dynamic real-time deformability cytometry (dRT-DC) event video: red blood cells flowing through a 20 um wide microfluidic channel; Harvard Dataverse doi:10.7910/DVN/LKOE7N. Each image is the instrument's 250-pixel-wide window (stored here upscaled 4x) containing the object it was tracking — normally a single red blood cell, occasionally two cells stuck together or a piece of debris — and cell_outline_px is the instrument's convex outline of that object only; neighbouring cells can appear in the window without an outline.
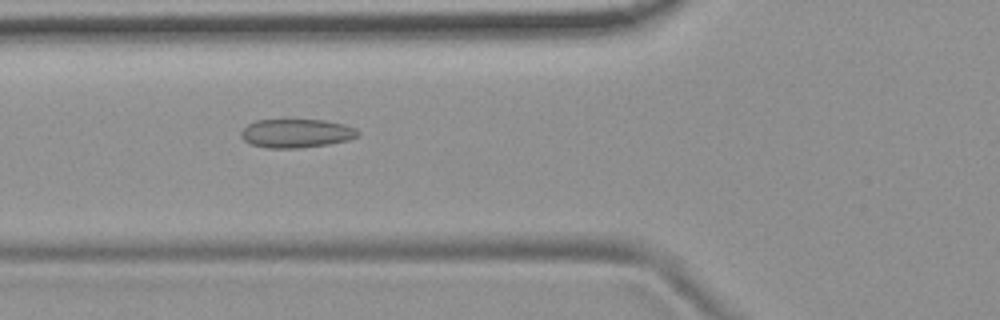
{"species": "common noctule bat (a hibernating species)", "species_latin": "Nyctalus noctula", "temperature_condition": "room temperature", "stored_images_in_passage": 54, "camera_frame_rate_fps": 3000, "um_per_image_px": 0.085, "animal": {"sex": "female", "body_mass_g": 19.9}, "frame": {"image": 1, "passage_image": 20, "time_ms": 6.333, "image_size_px": [1000, 320], "cell_outline_px": [[360, 136], [348, 140], [328, 144], [300, 148], [268, 148], [252, 144], [244, 140], [240, 136], [240, 132], [248, 124], [256, 120], [324, 120], [344, 124], [356, 128], [360, 132]], "centroid_in_image_um": [25.21, 11.33], "position_along_channel_um": 100.6, "area_um2": 19.59}}
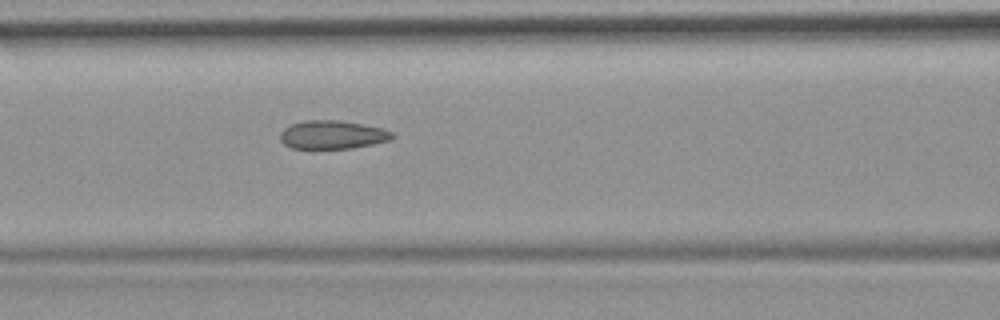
{"frame": {"image": 2, "passage_image": 23, "time_ms": 7.333, "image_size_px": [1000, 320], "cell_outline_px": [[396, 136], [392, 140], [352, 148], [292, 148], [284, 144], [280, 140], [280, 132], [284, 128], [292, 124], [304, 120], [340, 120], [364, 124], [380, 128], [392, 132]], "centroid_in_image_um": [28.27, 11.44], "position_along_channel_um": 138.3, "area_um2": 18.61}}
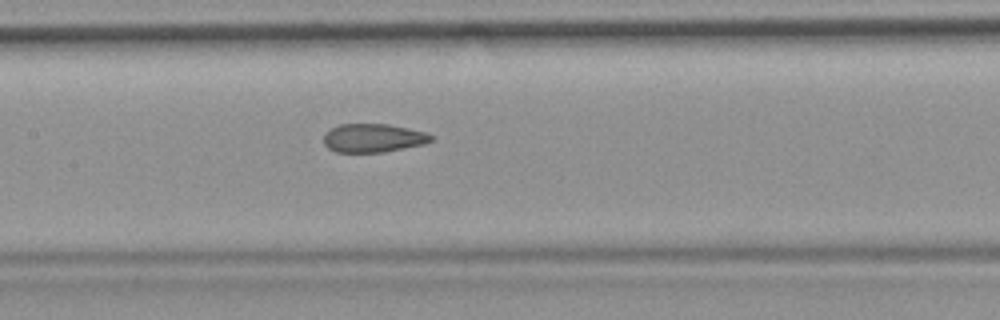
{"frame": {"image": 3, "passage_image": 26, "time_ms": 8.333, "image_size_px": [1000, 320], "cell_outline_px": [[432, 140], [424, 144], [380, 152], [336, 152], [328, 148], [324, 144], [324, 136], [332, 128], [340, 124], [388, 124], [428, 132], [432, 136]], "centroid_in_image_um": [31.73, 11.72], "position_along_channel_um": 175.7, "area_um2": 17.69}, "authors_computed_cell_mechanics": {"area_um2": 19.1896, "velocity_mm_per_s": 3.7443, "shape_relaxation_time_tau1_ms": null, "shape_relaxation_time_tau2_ms": 1.5695, "deformation_change_tau1": null, "deformation_change_tau2": 0.0815}}